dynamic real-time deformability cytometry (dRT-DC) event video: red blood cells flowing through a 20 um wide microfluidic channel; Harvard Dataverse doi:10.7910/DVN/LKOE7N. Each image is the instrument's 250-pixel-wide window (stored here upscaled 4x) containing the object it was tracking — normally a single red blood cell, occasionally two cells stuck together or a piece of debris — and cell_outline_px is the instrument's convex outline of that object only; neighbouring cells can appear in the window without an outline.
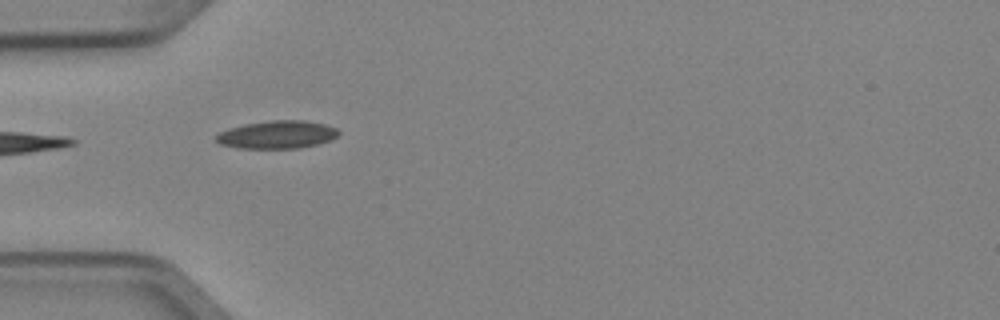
{"species": "Egyptian fruit bat (a non-hibernating species)", "species_latin": "Rousettus aegyptiacus", "temperature_condition": "cold", "stored_images_in_passage": 6, "segment_of_instrument_passage": [2, 2], "camera_frame_rate_fps": 3000, "um_per_image_px": 0.085, "animal": {"sex": "female"}, "frame": {"image": 1, "passage_image": 4, "time_ms": 1.0, "image_size_px": [1000, 320], "cell_outline_px": [[340, 132], [336, 136], [328, 140], [316, 144], [300, 148], [236, 148], [220, 144], [216, 140], [216, 136], [220, 132], [228, 128], [244, 124], [272, 120], [304, 120], [324, 124], [336, 128]], "centroid_in_image_um": [23.52, 11.44], "position_along_channel_um": 61.5, "area_um2": 19.77}}
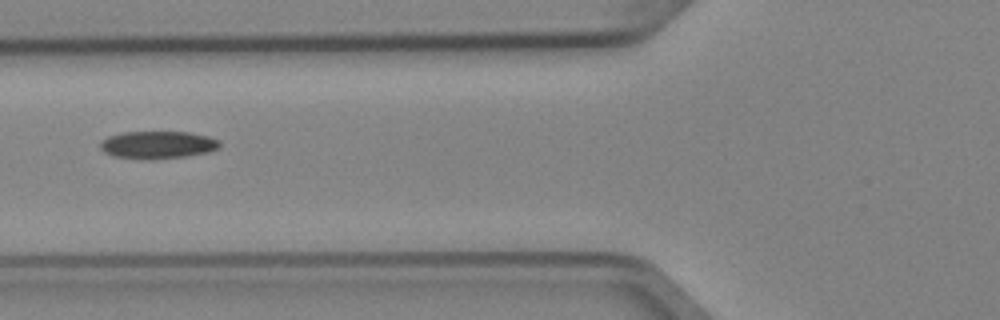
{"frame": {"image": 2, "passage_image": 5, "time_ms": 1.333, "image_size_px": [1000, 320], "cell_outline_px": [[220, 148], [208, 152], [184, 156], [148, 160], [112, 156], [104, 152], [100, 148], [100, 144], [108, 136], [124, 132], [188, 132], [208, 136], [220, 140]], "centroid_in_image_um": [13.41, 12.31], "position_along_channel_um": 112.4, "area_um2": 19.19}}
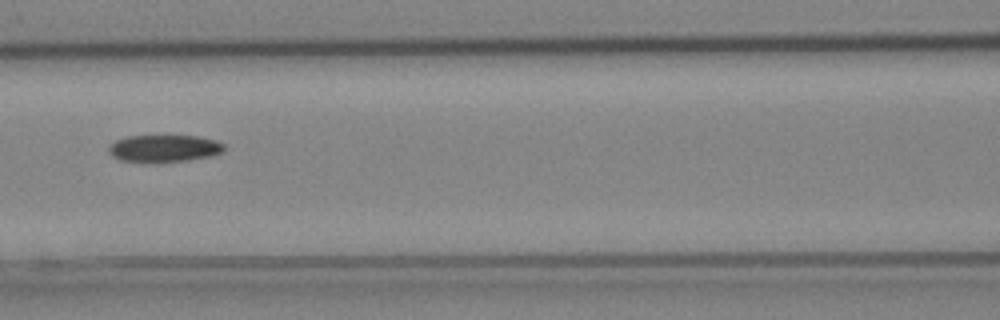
{"frame": {"image": 3, "passage_image": 6, "time_ms": 1.667, "image_size_px": [1000, 320], "cell_outline_px": [[224, 152], [212, 156], [188, 160], [120, 160], [112, 156], [108, 152], [108, 148], [116, 140], [128, 136], [200, 136], [216, 140], [224, 144]], "centroid_in_image_um": [14.01, 12.58], "position_along_channel_um": 152.6, "area_um2": 17.74}}